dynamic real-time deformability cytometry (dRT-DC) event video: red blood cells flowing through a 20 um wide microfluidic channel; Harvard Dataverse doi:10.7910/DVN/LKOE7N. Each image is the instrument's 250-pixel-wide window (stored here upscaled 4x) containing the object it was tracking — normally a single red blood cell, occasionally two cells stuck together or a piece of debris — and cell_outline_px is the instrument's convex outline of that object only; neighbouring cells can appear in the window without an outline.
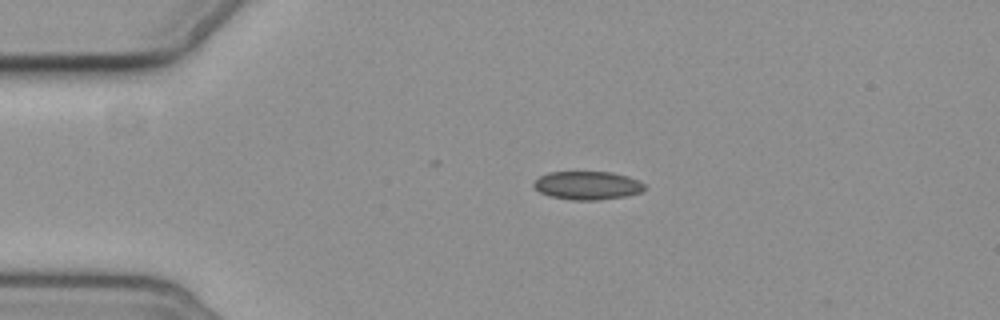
{"species": "common noctule bat (a hibernating species)", "species_latin": "Nyctalus noctula", "temperature_condition": "cold", "stored_images_in_passage": 3, "segment_of_instrument_passage": [1, 2], "camera_frame_rate_fps": 3000, "um_per_image_px": 0.085, "animal": {"sex": "female", "body_mass_g": 19.3, "forearm_length_mm": 54.1}, "frame": {"image": 1, "passage_image": 1, "time_ms": 0.0, "image_size_px": [1000, 320], "cell_outline_px": [[648, 188], [640, 192], [624, 196], [600, 200], [572, 200], [548, 196], [540, 192], [532, 184], [540, 176], [548, 172], [612, 172], [628, 176], [640, 180]], "centroid_in_image_um": [49.96, 15.76], "position_along_channel_um": 35.0, "area_um2": 18.44}}